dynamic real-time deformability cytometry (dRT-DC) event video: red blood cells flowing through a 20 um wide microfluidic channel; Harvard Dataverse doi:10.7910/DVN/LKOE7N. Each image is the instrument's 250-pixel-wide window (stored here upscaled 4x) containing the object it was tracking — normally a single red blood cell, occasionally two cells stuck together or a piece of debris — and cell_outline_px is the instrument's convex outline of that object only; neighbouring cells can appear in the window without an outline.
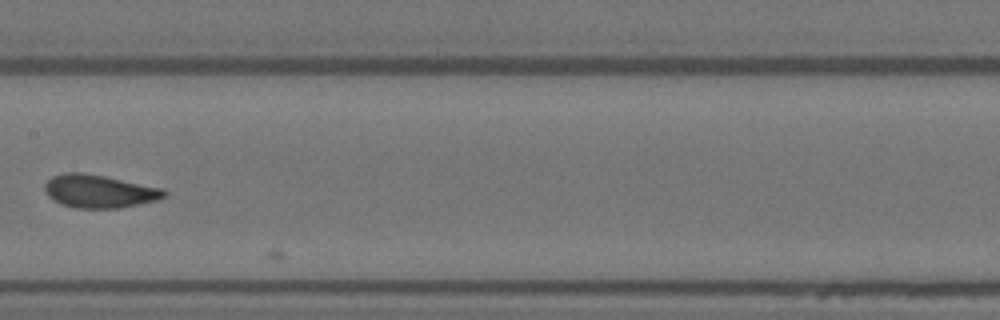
{"species": "Egyptian fruit bat (a non-hibernating species)", "species_latin": "Rousettus aegyptiacus", "temperature_condition": "warm", "stored_images_in_passage": 27, "camera_frame_rate_fps": 3000, "um_per_image_px": 0.085, "animal": {"sex": "female"}, "frame": {"image": 1, "passage_image": 26, "time_ms": 8.333, "image_size_px": [1000, 320], "cell_outline_px": [[168, 196], [156, 200], [120, 208], [76, 208], [60, 204], [52, 200], [44, 192], [44, 184], [52, 176], [64, 172], [80, 172], [104, 176], [160, 188], [168, 192]], "centroid_in_image_um": [8.38, 16.26], "position_along_channel_um": 199.0, "area_um2": 23.0}}